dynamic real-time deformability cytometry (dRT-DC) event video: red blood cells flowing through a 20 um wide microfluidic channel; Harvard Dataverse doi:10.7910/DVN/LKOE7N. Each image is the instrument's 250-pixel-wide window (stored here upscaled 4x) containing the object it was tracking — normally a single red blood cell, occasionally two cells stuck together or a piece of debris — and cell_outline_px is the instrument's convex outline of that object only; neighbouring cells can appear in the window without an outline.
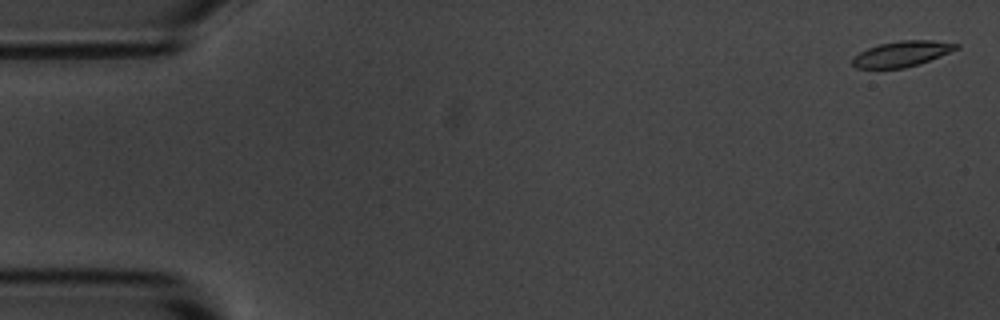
{"species": "common noctule bat (a hibernating species)", "species_latin": "Nyctalus noctula", "temperature_condition": "room temperature", "stored_images_in_passage": 3, "camera_frame_rate_fps": 3000, "um_per_image_px": 0.085, "animal": {"sex": "male", "body_mass_g": 20.1, "forearm_length_mm": 53.5}, "frame": {"image": 1, "passage_image": 1, "time_ms": 0.0, "image_size_px": [1000, 320], "cell_outline_px": [[960, 48], [920, 64], [904, 68], [856, 68], [852, 64], [852, 60], [860, 52], [868, 48], [880, 44], [900, 40], [932, 40], [960, 44]], "centroid_in_image_um": [76.7, 4.57], "position_along_channel_um": 8.3, "area_um2": 15.37}}